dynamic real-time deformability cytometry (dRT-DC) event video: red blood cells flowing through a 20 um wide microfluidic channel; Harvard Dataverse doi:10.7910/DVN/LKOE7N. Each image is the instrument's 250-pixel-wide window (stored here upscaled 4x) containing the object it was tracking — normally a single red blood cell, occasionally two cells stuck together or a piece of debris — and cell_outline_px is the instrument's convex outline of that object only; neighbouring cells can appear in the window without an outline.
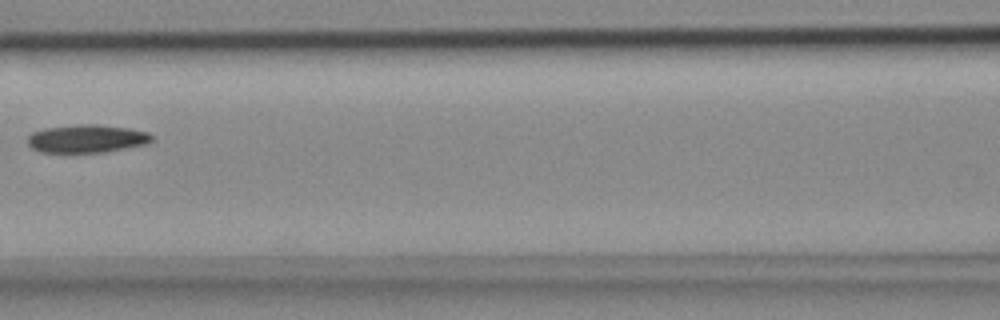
{"species": "common noctule bat (a hibernating species)", "species_latin": "Nyctalus noctula", "temperature_condition": "cold", "stored_images_in_passage": 7, "camera_frame_rate_fps": 3000, "um_per_image_px": 0.085, "animal": {"sex": "female", "body_mass_g": 18.4}, "frame": {"image": 1, "passage_image": 7, "time_ms": 2.0, "image_size_px": [1000, 320], "cell_outline_px": [[156, 136], [148, 144], [104, 152], [40, 152], [32, 148], [28, 144], [28, 136], [32, 132], [44, 128], [76, 124], [96, 124], [128, 128], [148, 132]], "centroid_in_image_um": [7.4, 11.78], "position_along_channel_um": 159.2, "area_um2": 20.46}}